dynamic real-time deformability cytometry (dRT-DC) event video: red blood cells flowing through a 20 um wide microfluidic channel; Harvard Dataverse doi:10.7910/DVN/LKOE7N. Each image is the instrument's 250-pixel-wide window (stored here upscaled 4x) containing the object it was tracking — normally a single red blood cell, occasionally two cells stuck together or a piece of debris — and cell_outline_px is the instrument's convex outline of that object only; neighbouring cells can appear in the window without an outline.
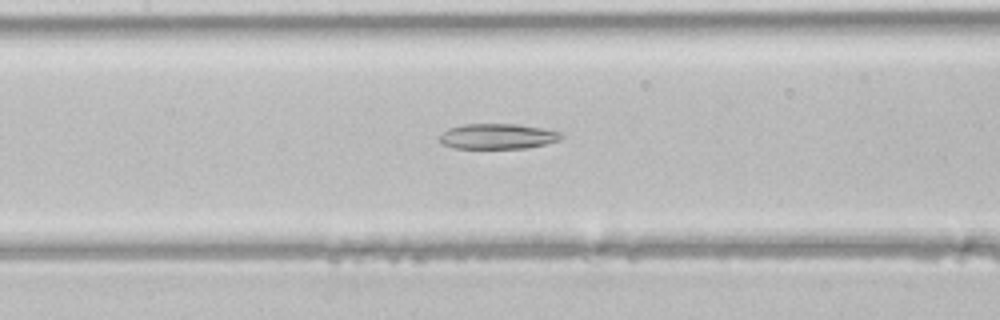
{"species": "common noctule bat (a hibernating species)", "species_latin": "Nyctalus noctula", "temperature_condition": "room temperature", "stored_images_in_passage": 24, "camera_frame_rate_fps": 3000, "um_per_image_px": 0.085, "animal": {"sex": "male", "body_mass_g": 21.5, "forearm_length_mm": 52.0}, "frame": {"image": 1, "passage_image": 8, "time_ms": 2.333, "image_size_px": [1000, 320], "cell_outline_px": [[564, 136], [560, 140], [544, 144], [524, 148], [452, 148], [440, 144], [436, 140], [448, 128], [464, 124], [516, 124], [540, 128], [560, 132]], "centroid_in_image_um": [42.23, 11.59], "position_along_channel_um": 165.2, "area_um2": 17.98}}
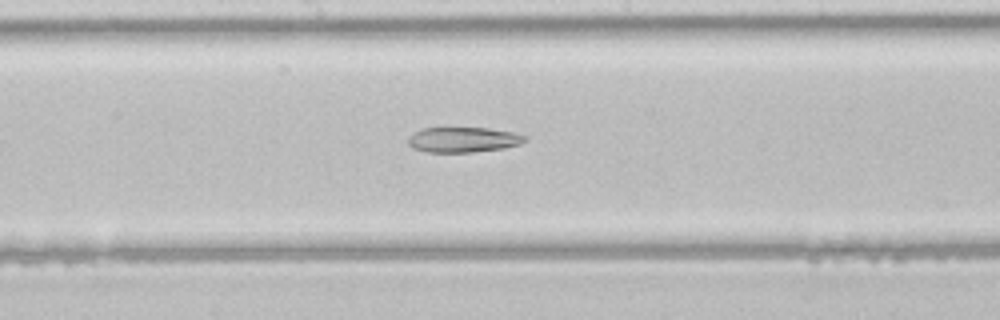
{"frame": {"image": 2, "passage_image": 11, "time_ms": 3.333, "image_size_px": [1000, 320], "cell_outline_px": [[528, 140], [520, 144], [504, 148], [472, 152], [428, 152], [412, 148], [408, 144], [408, 136], [412, 132], [420, 128], [488, 128], [516, 132], [528, 136]], "centroid_in_image_um": [39.38, 11.86], "position_along_channel_um": 208.8, "area_um2": 17.46}}
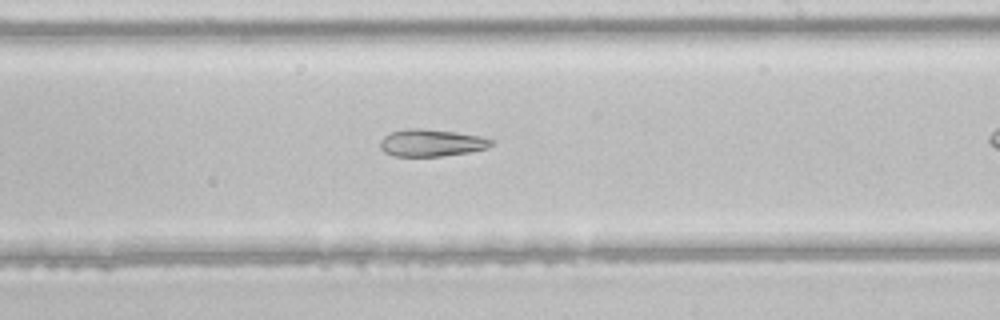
{"frame": {"image": 3, "passage_image": 14, "time_ms": 4.333, "image_size_px": [1000, 320], "cell_outline_px": [[496, 140], [488, 148], [468, 152], [440, 156], [392, 156], [384, 152], [380, 148], [380, 140], [384, 136], [392, 132], [408, 128], [420, 128], [456, 132], [480, 136]], "centroid_in_image_um": [36.67, 12.14], "position_along_channel_um": 252.3, "area_um2": 17.63}}